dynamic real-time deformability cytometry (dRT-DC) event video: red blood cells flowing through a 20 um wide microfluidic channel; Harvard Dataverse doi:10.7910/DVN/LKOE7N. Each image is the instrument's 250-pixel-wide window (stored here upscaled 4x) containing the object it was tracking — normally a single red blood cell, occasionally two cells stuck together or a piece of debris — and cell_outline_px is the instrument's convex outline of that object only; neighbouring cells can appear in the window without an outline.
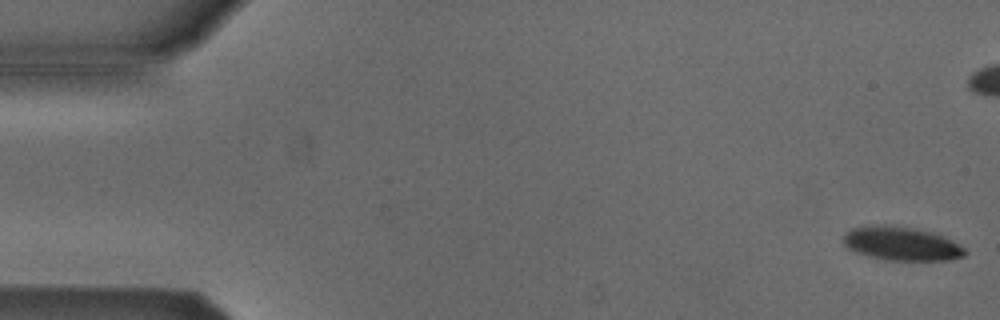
{"species": "Egyptian fruit bat (a non-hibernating species)", "species_latin": "Rousettus aegyptiacus", "temperature_condition": "cold", "stored_images_in_passage": 4, "camera_frame_rate_fps": 3000, "um_per_image_px": 0.085, "animal": {"sex": "male"}, "frame": {"image": 1, "passage_image": 1, "time_ms": 0.0, "image_size_px": [1000, 320], "cell_outline_px": [[968, 252], [964, 256], [952, 260], [888, 260], [868, 256], [856, 252], [848, 248], [844, 244], [844, 232], [852, 228], [876, 224], [884, 224], [932, 232], [944, 236], [952, 240], [964, 248]], "centroid_in_image_um": [76.63, 20.71], "position_along_channel_um": 8.4, "area_um2": 23.87}}